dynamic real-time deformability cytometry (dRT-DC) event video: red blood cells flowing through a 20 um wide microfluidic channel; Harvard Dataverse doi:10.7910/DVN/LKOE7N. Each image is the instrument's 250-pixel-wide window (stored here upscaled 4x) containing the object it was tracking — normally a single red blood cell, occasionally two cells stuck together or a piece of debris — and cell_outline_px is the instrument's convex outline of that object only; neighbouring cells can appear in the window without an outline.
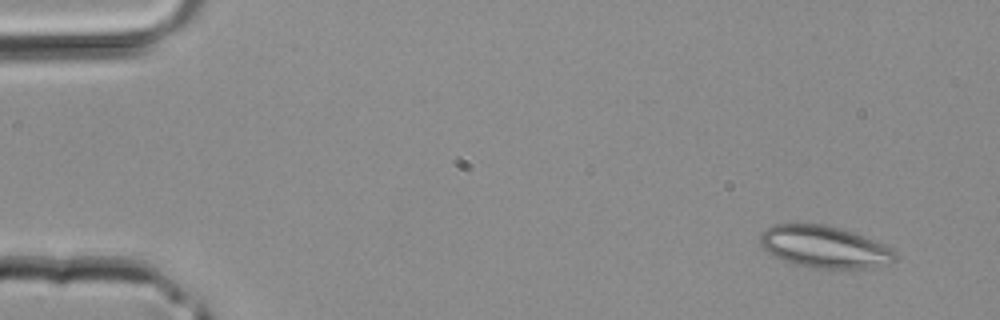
{"species": "common noctule bat (a hibernating species)", "species_latin": "Nyctalus noctula", "temperature_condition": "room temperature", "stored_images_in_passage": 39, "camera_frame_rate_fps": 3000, "um_per_image_px": 0.085, "animal": {"sex": "male", "body_mass_g": 20.4}, "frame": {"image": 1, "passage_image": 2, "time_ms": 0.333, "image_size_px": [1000, 320], "cell_outline_px": [[896, 256], [888, 264], [868, 268], [820, 268], [800, 264], [784, 260], [768, 252], [760, 244], [760, 232], [764, 228], [776, 224], [824, 224], [840, 228], [852, 232], [892, 248], [896, 252]], "centroid_in_image_um": [70.06, 20.97], "position_along_channel_um": 14.9, "area_um2": 32.48}}
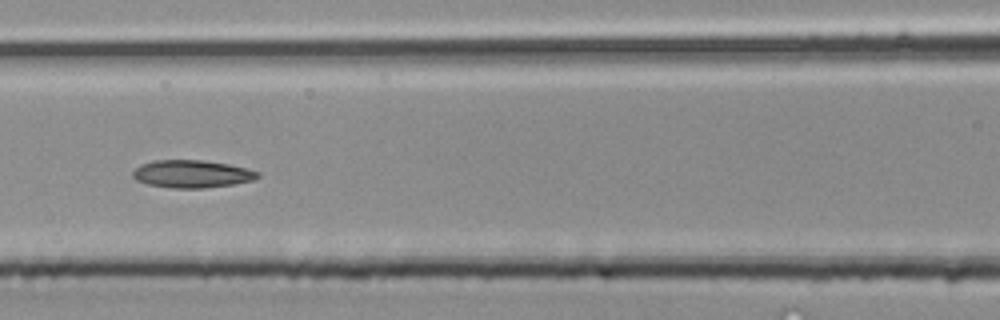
{"frame": {"image": 2, "passage_image": 17, "time_ms": 5.333, "image_size_px": [1000, 320], "cell_outline_px": [[260, 176], [252, 180], [232, 184], [204, 188], [172, 188], [148, 184], [136, 180], [132, 176], [132, 172], [140, 164], [152, 160], [200, 160], [228, 164], [260, 172]], "centroid_in_image_um": [16.27, 14.78], "position_along_channel_um": 150.3, "area_um2": 20.0}}
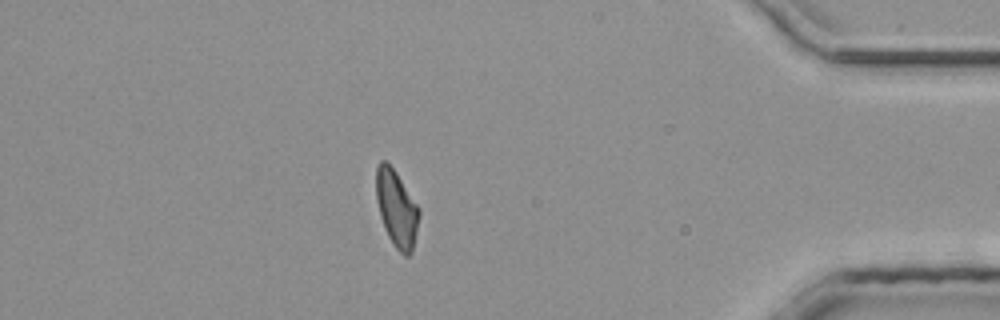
{"frame": {"image": 3, "passage_image": 34, "time_ms": 11.0, "image_size_px": [1000, 320], "cell_outline_px": [[420, 216], [412, 252], [408, 256], [404, 256], [392, 244], [384, 228], [380, 216], [376, 200], [376, 164], [380, 160], [384, 160], [396, 172], [420, 208]], "centroid_in_image_um": [33.71, 17.73], "position_along_channel_um": 401.5, "area_um2": 19.36}}